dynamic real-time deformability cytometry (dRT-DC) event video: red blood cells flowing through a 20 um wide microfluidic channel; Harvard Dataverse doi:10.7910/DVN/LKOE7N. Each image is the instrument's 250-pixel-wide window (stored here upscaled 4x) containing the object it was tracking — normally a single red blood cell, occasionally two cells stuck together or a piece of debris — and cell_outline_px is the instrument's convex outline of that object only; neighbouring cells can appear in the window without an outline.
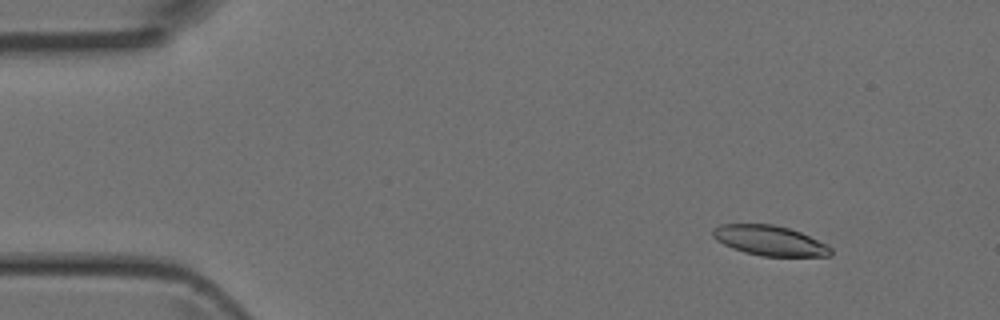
{"species": "Egyptian fruit bat (a non-hibernating species)", "species_latin": "Rousettus aegyptiacus", "temperature_condition": "room temperature", "stored_images_in_passage": 44, "camera_frame_rate_fps": 3000, "um_per_image_px": 0.085, "animal": {"sex": "female"}, "frame": {"image": 1, "passage_image": 1, "time_ms": 0.0, "image_size_px": [1000, 320], "cell_outline_px": [[832, 256], [760, 256], [744, 252], [732, 248], [716, 240], [712, 236], [712, 228], [720, 224], [772, 224], [788, 228], [800, 232], [828, 244], [832, 248]], "centroid_in_image_um": [65.42, 20.45], "position_along_channel_um": 19.6, "area_um2": 20.75}}
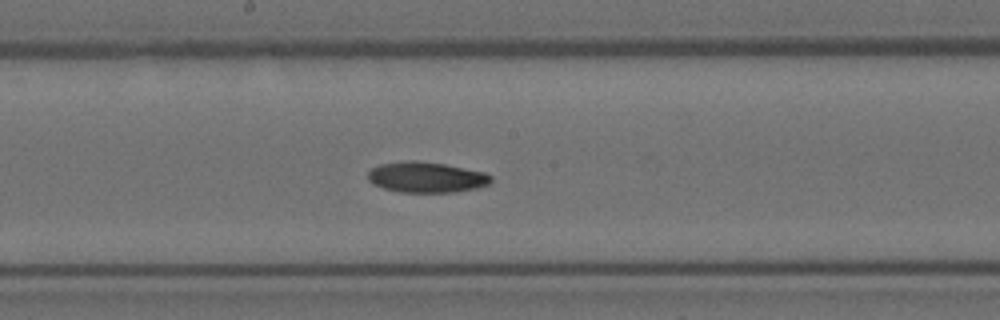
{"frame": {"image": 2, "passage_image": 21, "time_ms": 6.667, "image_size_px": [1000, 320], "cell_outline_px": [[492, 180], [488, 184], [476, 188], [452, 192], [400, 192], [384, 188], [372, 184], [368, 180], [368, 172], [372, 168], [380, 164], [412, 160], [416, 160], [444, 164], [484, 172], [492, 176]], "centroid_in_image_um": [36.22, 15.06], "position_along_channel_um": 212.0, "area_um2": 21.85}}
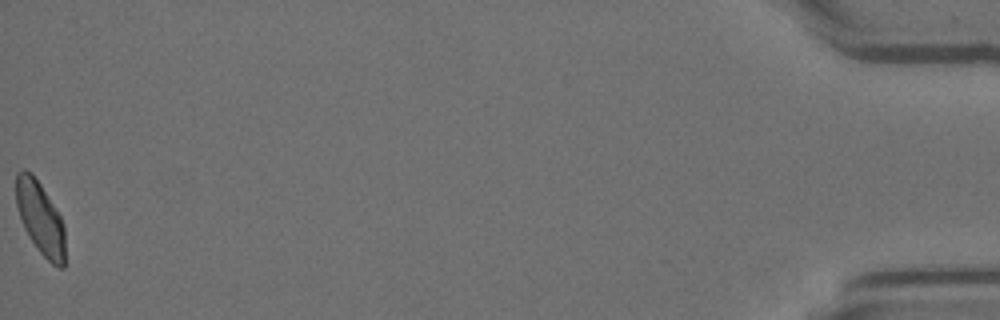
{"frame": {"image": 3, "passage_image": 44, "time_ms": 14.333, "image_size_px": [1000, 320], "cell_outline_px": [[64, 268], [60, 268], [52, 264], [36, 248], [24, 228], [16, 204], [16, 172], [24, 168], [32, 172], [40, 184], [60, 216], [64, 224]], "centroid_in_image_um": [3.41, 18.52], "position_along_channel_um": 431.8, "area_um2": 20.63}}